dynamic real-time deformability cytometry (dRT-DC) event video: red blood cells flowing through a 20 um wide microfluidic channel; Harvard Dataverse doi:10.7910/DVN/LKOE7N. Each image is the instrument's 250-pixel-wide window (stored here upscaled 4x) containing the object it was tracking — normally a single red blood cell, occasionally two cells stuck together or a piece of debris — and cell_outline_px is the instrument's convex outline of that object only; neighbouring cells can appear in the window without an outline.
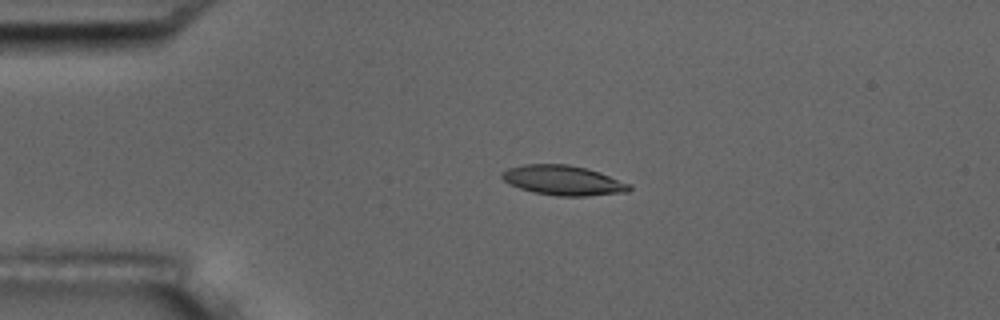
{"species": "common noctule bat (a hibernating species)", "species_latin": "Nyctalus noctula", "temperature_condition": "room temperature", "stored_images_in_passage": 5, "camera_frame_rate_fps": 3000, "um_per_image_px": 0.085, "animal": {"sex": "male", "body_mass_g": 17.5, "forearm_length_mm": 52.3}, "frame": {"image": 1, "passage_image": 4, "time_ms": 3.667, "image_size_px": [1000, 320], "cell_outline_px": [[632, 188], [628, 192], [588, 196], [556, 196], [536, 192], [520, 188], [504, 180], [500, 176], [500, 172], [508, 168], [524, 164], [568, 164], [600, 172], [632, 184]], "centroid_in_image_um": [47.91, 15.33], "position_along_channel_um": 37.1, "area_um2": 22.14}}